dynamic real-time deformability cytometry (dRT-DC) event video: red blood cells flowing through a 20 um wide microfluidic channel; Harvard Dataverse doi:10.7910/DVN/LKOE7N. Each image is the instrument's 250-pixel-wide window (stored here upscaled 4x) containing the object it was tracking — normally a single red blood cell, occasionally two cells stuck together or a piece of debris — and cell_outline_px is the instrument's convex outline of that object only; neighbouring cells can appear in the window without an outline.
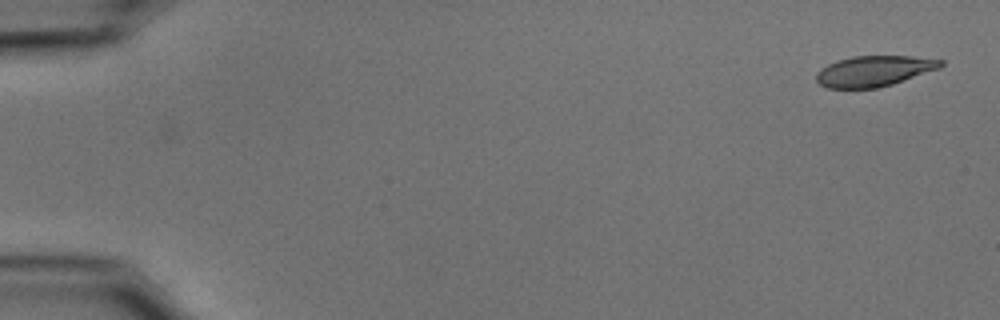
{"species": "common noctule bat (a hibernating species)", "species_latin": "Nyctalus noctula", "temperature_condition": "cold", "stored_images_in_passage": 50, "camera_frame_rate_fps": 3000, "um_per_image_px": 0.085, "animal": {"sex": "male", "body_mass_g": 15.6}, "frame": {"image": 1, "passage_image": 1, "time_ms": 0.0, "image_size_px": [1000, 320], "cell_outline_px": [[944, 64], [940, 68], [892, 84], [876, 88], [828, 88], [820, 84], [816, 80], [816, 72], [820, 68], [836, 60], [852, 56], [912, 56], [944, 60]], "centroid_in_image_um": [74.28, 6.03], "position_along_channel_um": 10.7, "area_um2": 22.25}}
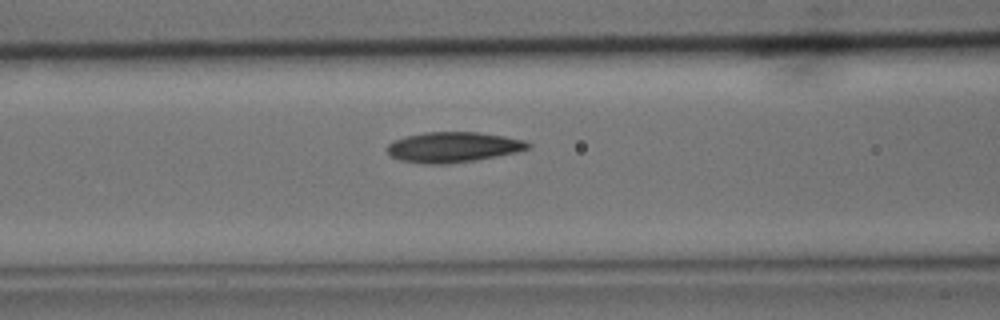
{"frame": {"image": 2, "passage_image": 22, "time_ms": 7.0, "image_size_px": [1000, 320], "cell_outline_px": [[532, 148], [516, 152], [476, 160], [444, 164], [428, 164], [400, 160], [392, 156], [388, 152], [388, 144], [392, 140], [404, 136], [424, 132], [476, 132], [504, 136], [524, 140], [532, 144]], "centroid_in_image_um": [38.52, 12.5], "position_along_channel_um": 128.1, "area_um2": 24.91}}
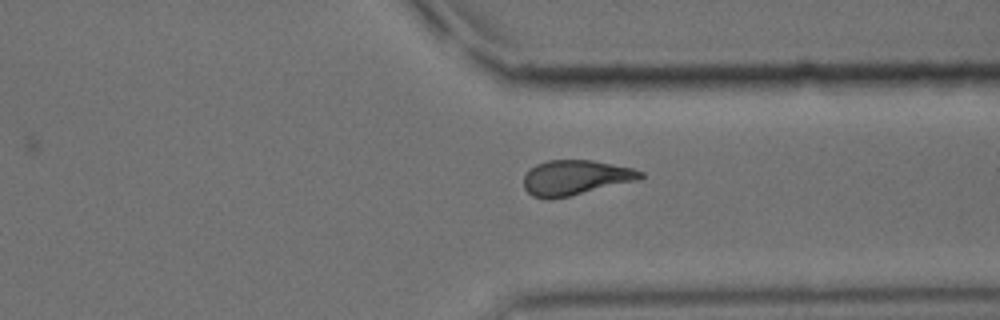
{"frame": {"image": 3, "passage_image": 41, "time_ms": 13.333, "image_size_px": [1000, 320], "cell_outline_px": [[644, 176], [640, 180], [568, 196], [548, 200], [544, 200], [532, 196], [524, 188], [524, 176], [536, 164], [548, 160], [592, 160], [632, 168], [644, 172]], "centroid_in_image_um": [48.92, 15.1], "position_along_channel_um": 362.5, "area_um2": 23.81}, "authors_computed_cell_mechanics": {"area_um2": 23.987, "velocity_mm_per_s": 3.7046, "shape_relaxation_time_tau1_ms": 4.6552, "shape_relaxation_time_tau2_ms": 3.5978, "deformation_change_tau1": 0.1644, "deformation_change_tau2": 0.1219}}